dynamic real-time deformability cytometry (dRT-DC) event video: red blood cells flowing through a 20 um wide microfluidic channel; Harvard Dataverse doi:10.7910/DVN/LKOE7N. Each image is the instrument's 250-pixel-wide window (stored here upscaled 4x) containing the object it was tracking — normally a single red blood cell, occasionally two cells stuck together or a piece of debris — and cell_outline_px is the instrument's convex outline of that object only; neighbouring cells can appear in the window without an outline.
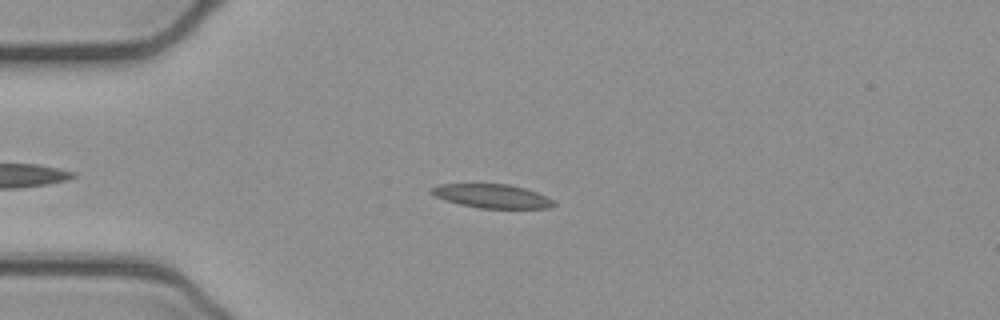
{"species": "common noctule bat (a hibernating species)", "species_latin": "Nyctalus noctula", "temperature_condition": "cold", "stored_images_in_passage": 45, "camera_frame_rate_fps": 3000, "um_per_image_px": 0.085, "animal": {"sex": "female", "body_mass_g": 21.9}, "frame": {"image": 1, "passage_image": 10, "time_ms": 3.0, "image_size_px": [1000, 320], "cell_outline_px": [[556, 204], [548, 208], [480, 208], [460, 204], [444, 200], [428, 192], [432, 188], [440, 184], [508, 184], [524, 188], [536, 192], [556, 200]], "centroid_in_image_um": [41.84, 16.67], "position_along_channel_um": 43.2, "area_um2": 16.94}}
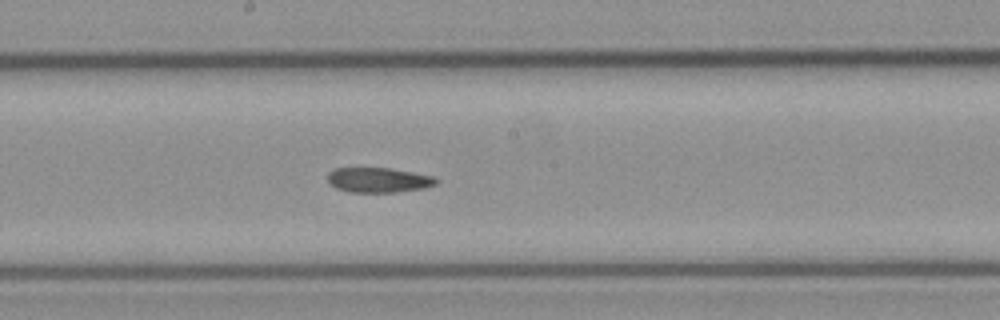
{"frame": {"image": 2, "passage_image": 25, "time_ms": 8.0, "image_size_px": [1000, 320], "cell_outline_px": [[440, 180], [436, 184], [424, 188], [396, 192], [348, 192], [336, 188], [328, 184], [328, 172], [332, 168], [392, 168], [436, 176]], "centroid_in_image_um": [32.18, 15.29], "position_along_channel_um": 216.0, "area_um2": 16.07}}
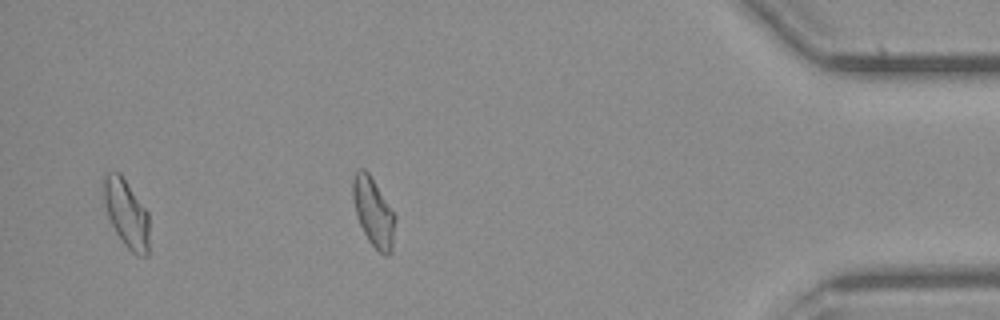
{"frame": {"image": 3, "passage_image": 43, "time_ms": 14.0, "image_size_px": [1000, 320], "cell_outline_px": [[148, 256], [136, 256], [124, 244], [116, 232], [108, 216], [104, 204], [104, 172], [120, 172], [148, 212]], "centroid_in_image_um": [10.75, 18.14], "position_along_channel_um": 424.5, "area_um2": 17.92}, "authors_computed_cell_mechanics": {"area_um2": 17.1666, "velocity_mm_per_s": 3.8948, "shape_relaxation_time_tau1_ms": null, "shape_relaxation_time_tau2_ms": 7.8755, "deformation_change_tau1": null, "deformation_change_tau2": 0.1419}}